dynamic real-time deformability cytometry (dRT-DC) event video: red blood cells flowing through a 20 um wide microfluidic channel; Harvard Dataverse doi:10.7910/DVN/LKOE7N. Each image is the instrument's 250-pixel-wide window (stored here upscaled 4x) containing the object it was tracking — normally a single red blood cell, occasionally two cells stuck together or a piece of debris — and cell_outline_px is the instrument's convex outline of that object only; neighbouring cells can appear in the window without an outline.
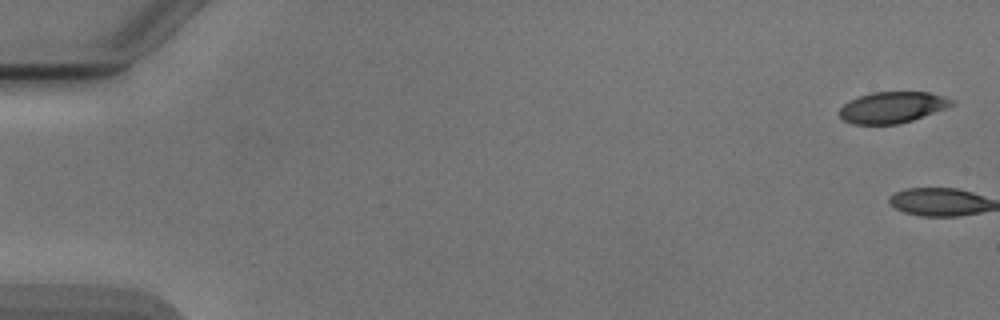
{"species": "Egyptian fruit bat (a non-hibernating species)", "species_latin": "Rousettus aegyptiacus", "temperature_condition": "cold", "stored_images_in_passage": 4, "segment_of_instrument_passage": [2, 2], "camera_frame_rate_fps": 3000, "um_per_image_px": 0.085, "animal": {"sex": "male"}, "frame": {"image": 1, "passage_image": 4, "time_ms": 4.667, "image_size_px": [1000, 320], "cell_outline_px": [[956, 104], [912, 120], [896, 124], [852, 124], [844, 120], [840, 116], [840, 108], [848, 100], [872, 92], [928, 92], [944, 96], [956, 100]], "centroid_in_image_um": [75.86, 9.11], "position_along_channel_um": 9.1, "area_um2": 20.35}}